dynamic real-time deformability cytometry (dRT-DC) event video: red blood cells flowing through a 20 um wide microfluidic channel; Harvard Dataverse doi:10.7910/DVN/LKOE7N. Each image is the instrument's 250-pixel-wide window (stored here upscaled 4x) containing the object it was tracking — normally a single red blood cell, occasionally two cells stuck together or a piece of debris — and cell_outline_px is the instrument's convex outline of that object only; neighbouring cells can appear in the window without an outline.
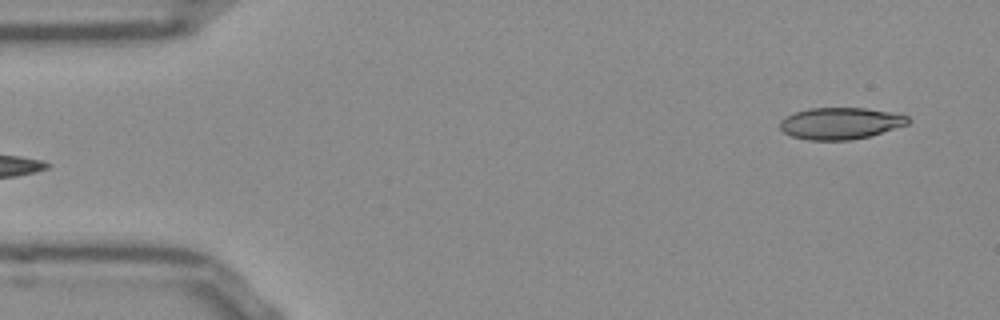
{"species": "Egyptian fruit bat (a non-hibernating species)", "species_latin": "Rousettus aegyptiacus", "temperature_condition": "room temperature", "stored_images_in_passage": 49, "camera_frame_rate_fps": 3000, "um_per_image_px": 0.085, "frame": {"image": 1, "passage_image": 1, "time_ms": 0.0, "image_size_px": [1000, 320], "cell_outline_px": [[912, 120], [908, 124], [868, 136], [852, 140], [808, 140], [792, 136], [784, 132], [780, 128], [780, 120], [784, 116], [808, 108], [864, 108], [888, 112], [908, 116]], "centroid_in_image_um": [71.4, 10.48], "position_along_channel_um": 13.6, "area_um2": 23.52}}
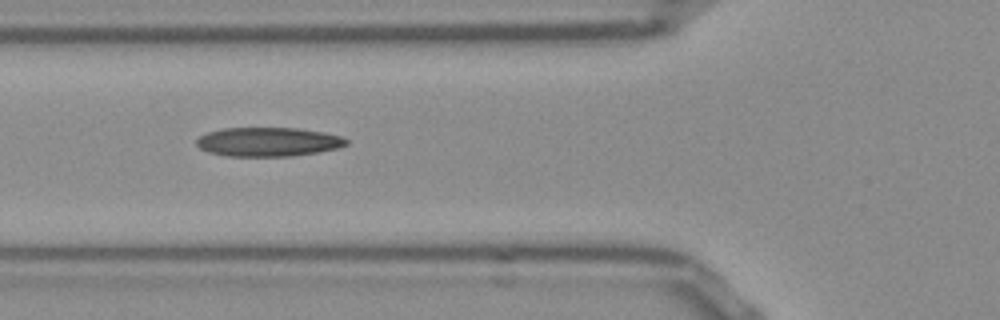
{"frame": {"image": 2, "passage_image": 16, "time_ms": 5.0, "image_size_px": [1000, 320], "cell_outline_px": [[348, 144], [336, 148], [316, 152], [292, 156], [224, 156], [208, 152], [200, 148], [196, 144], [196, 140], [200, 136], [208, 132], [224, 128], [296, 128], [324, 132], [340, 136], [348, 140]], "centroid_in_image_um": [22.77, 12.06], "position_along_channel_um": 103.0, "area_um2": 25.26}}
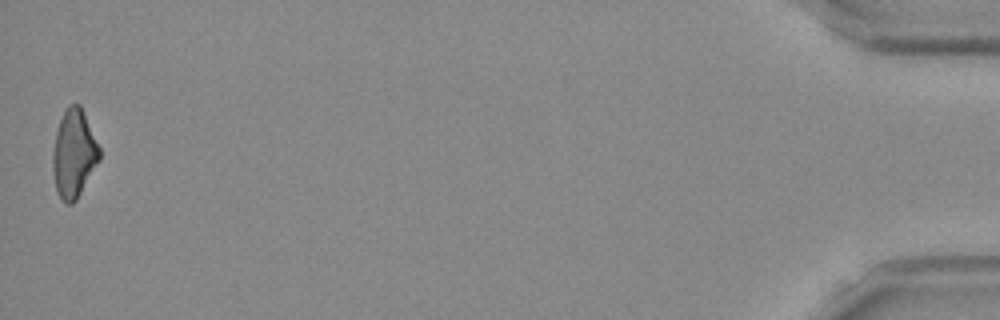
{"frame": {"image": 3, "passage_image": 49, "time_ms": 16.0, "image_size_px": [1000, 320], "cell_outline_px": [[100, 160], [76, 200], [72, 204], [64, 204], [56, 188], [52, 168], [52, 156], [56, 132], [60, 120], [68, 104], [80, 104], [100, 148]], "centroid_in_image_um": [6.28, 13.07], "position_along_channel_um": 428.9, "area_um2": 23.81}, "authors_computed_cell_mechanics": {"area_um2": 24.6228, "velocity_mm_per_s": 3.8691, "shape_relaxation_time_tau1_ms": null, "shape_relaxation_time_tau2_ms": 4.524, "deformation_change_tau1": null, "deformation_change_tau2": 0.1561}}